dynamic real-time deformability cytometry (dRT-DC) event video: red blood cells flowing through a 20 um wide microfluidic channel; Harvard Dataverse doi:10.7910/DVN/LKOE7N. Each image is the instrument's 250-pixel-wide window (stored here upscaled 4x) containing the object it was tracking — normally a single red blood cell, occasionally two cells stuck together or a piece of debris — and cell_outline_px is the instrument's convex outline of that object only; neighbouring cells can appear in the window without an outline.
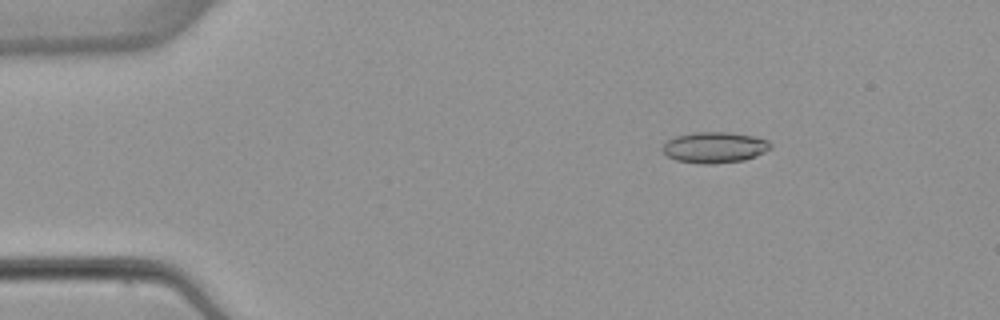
{"species": "common noctule bat (a hibernating species)", "species_latin": "Nyctalus noctula", "temperature_condition": "warm", "stored_images_in_passage": 4, "camera_frame_rate_fps": 3000, "um_per_image_px": 0.085, "animal": {"sex": "female", "body_mass_g": 22.7, "forearm_length_mm": 54.2}, "frame": {"image": 1, "passage_image": 2, "time_ms": 2.333, "image_size_px": [1000, 320], "cell_outline_px": [[772, 148], [756, 156], [744, 160], [712, 164], [700, 164], [676, 160], [668, 156], [660, 148], [668, 140], [676, 136], [692, 132], [728, 132], [752, 136], [768, 140], [772, 144]], "centroid_in_image_um": [60.74, 12.53], "position_along_channel_um": 24.3, "area_um2": 19.54}}